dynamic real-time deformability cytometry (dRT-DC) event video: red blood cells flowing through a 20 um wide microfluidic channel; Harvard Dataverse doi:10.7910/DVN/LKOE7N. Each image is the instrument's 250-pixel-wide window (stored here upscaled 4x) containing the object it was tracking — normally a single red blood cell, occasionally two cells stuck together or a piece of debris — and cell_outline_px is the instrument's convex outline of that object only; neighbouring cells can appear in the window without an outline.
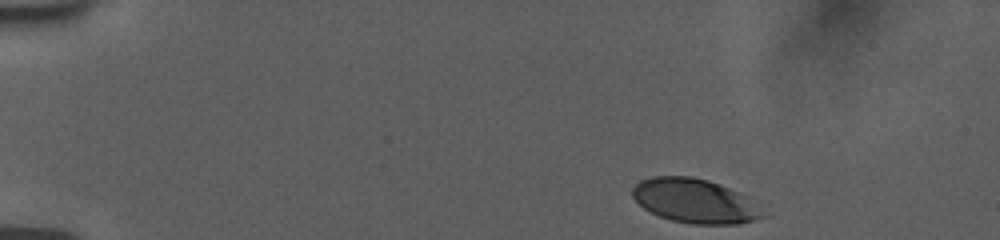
{"species": "human", "species_latin": "Homo sapiens", "temperature_condition": "room temperature", "stored_images_in_passage": 9, "camera_frame_rate_fps": 3000, "um_per_image_px": 0.085, "donor": {"sex": "female"}, "frame": {"image": 1, "passage_image": 1, "time_ms": 0.0, "image_size_px": [1000, 240], "cell_outline_px": [[768, 216], [756, 220], [736, 224], [692, 224], [672, 220], [660, 216], [644, 208], [632, 196], [632, 188], [640, 180], [652, 176], [692, 176], [708, 180], [748, 196]], "centroid_in_image_um": [59.08, 17.08], "position_along_channel_um": 25.9, "area_um2": 33.58}}
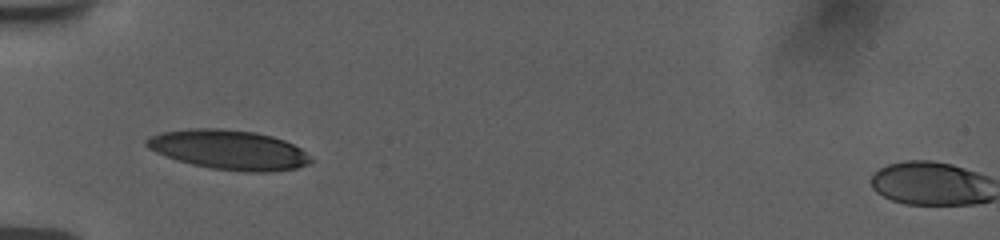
{"frame": {"image": 2, "passage_image": 6, "time_ms": 3.667, "image_size_px": [1000, 240], "cell_outline_px": [[312, 160], [308, 164], [296, 168], [272, 172], [244, 172], [208, 168], [176, 160], [156, 152], [148, 148], [144, 144], [144, 140], [148, 136], [160, 132], [188, 128], [220, 128], [256, 132], [272, 136], [284, 140], [300, 148]], "centroid_in_image_um": [19.4, 12.73], "position_along_channel_um": 65.6, "area_um2": 38.15}}
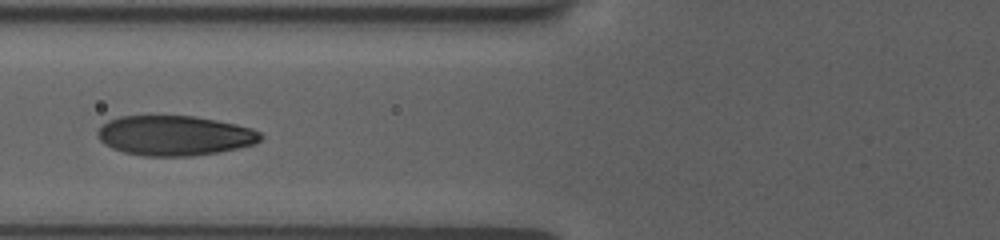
{"frame": {"image": 3, "passage_image": 8, "time_ms": 5.0, "image_size_px": [1000, 240], "cell_outline_px": [[264, 136], [260, 140], [252, 144], [236, 148], [216, 152], [192, 156], [144, 156], [124, 152], [112, 148], [104, 144], [96, 136], [96, 132], [108, 120], [120, 116], [196, 116], [236, 124], [252, 128], [260, 132]], "centroid_in_image_um": [14.82, 11.52], "position_along_channel_um": 111.0, "area_um2": 37.86}}